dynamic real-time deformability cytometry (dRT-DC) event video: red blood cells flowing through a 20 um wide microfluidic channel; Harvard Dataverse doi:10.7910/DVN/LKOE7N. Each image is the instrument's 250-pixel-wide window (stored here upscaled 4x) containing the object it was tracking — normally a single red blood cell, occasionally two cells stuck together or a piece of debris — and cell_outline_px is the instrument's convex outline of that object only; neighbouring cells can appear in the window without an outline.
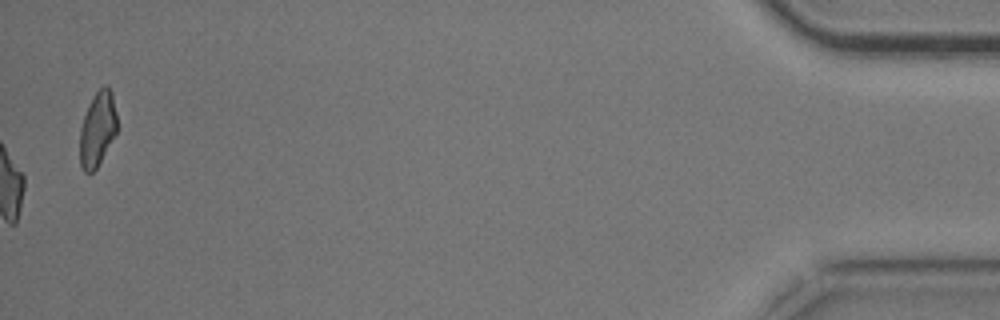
{"species": "common noctule bat (a hibernating species)", "species_latin": "Nyctalus noctula", "temperature_condition": "cold", "stored_images_in_passage": 54, "camera_frame_rate_fps": 3000, "um_per_image_px": 0.085, "animal": {"sex": "male", "body_mass_g": 20.5, "forearm_length_mm": 52.5}, "frame": {"image": 1, "passage_image": 54, "time_ms": 17.667, "image_size_px": [1000, 320], "cell_outline_px": [[116, 132], [96, 168], [92, 172], [84, 172], [80, 168], [80, 128], [84, 116], [92, 96], [104, 84], [108, 84], [112, 92], [116, 112]], "centroid_in_image_um": [8.27, 10.93], "position_along_channel_um": 426.9, "area_um2": 16.07}}